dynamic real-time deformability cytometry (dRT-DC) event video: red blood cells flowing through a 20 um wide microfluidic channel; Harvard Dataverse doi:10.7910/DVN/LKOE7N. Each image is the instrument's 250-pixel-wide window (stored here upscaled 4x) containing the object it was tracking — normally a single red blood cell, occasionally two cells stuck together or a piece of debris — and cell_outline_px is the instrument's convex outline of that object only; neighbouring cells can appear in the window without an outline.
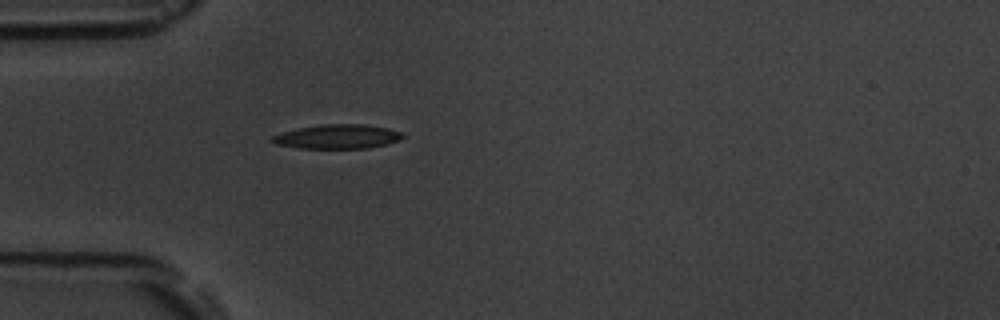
{"species": "common noctule bat (a hibernating species)", "species_latin": "Nyctalus noctula", "temperature_condition": "room temperature", "stored_images_in_passage": 1, "camera_frame_rate_fps": 3000, "um_per_image_px": 0.085, "animal": {"sex": "male", "body_mass_g": 19.5, "forearm_length_mm": 54.6}, "frame": {"image": 1, "passage_image": 1, "time_ms": 0.0, "image_size_px": [1000, 320], "cell_outline_px": [[404, 136], [400, 140], [388, 144], [368, 148], [300, 148], [276, 144], [272, 140], [272, 136], [296, 128], [324, 124], [364, 124], [388, 128], [404, 132]], "centroid_in_image_um": [28.75, 11.61], "position_along_channel_um": 56.2, "area_um2": 18.44}}